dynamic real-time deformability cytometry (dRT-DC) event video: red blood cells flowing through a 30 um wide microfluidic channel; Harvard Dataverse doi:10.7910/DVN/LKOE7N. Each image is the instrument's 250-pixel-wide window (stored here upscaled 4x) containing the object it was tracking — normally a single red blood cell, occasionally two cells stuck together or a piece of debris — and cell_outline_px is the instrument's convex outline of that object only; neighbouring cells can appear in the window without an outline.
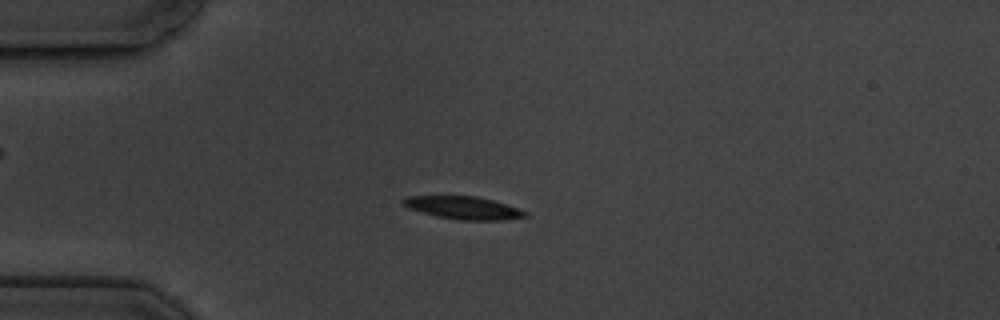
{"species": "common noctule bat (a hibernating species)", "species_latin": "Nyctalus noctula", "temperature_condition": "cold", "stored_images_in_passage": 6, "camera_frame_rate_fps": 3000, "um_per_image_px": 0.085, "animal": {"sex": "male", "body_mass_g": 19.5, "forearm_length_mm": 54.6}, "frame": {"image": 1, "passage_image": 4, "time_ms": 3.667, "image_size_px": [1000, 320], "cell_outline_px": [[528, 216], [504, 220], [460, 220], [436, 216], [408, 208], [400, 200], [408, 196], [476, 196], [492, 200], [520, 208], [528, 212]], "centroid_in_image_um": [39.42, 17.66], "position_along_channel_um": 45.6, "area_um2": 16.18}}